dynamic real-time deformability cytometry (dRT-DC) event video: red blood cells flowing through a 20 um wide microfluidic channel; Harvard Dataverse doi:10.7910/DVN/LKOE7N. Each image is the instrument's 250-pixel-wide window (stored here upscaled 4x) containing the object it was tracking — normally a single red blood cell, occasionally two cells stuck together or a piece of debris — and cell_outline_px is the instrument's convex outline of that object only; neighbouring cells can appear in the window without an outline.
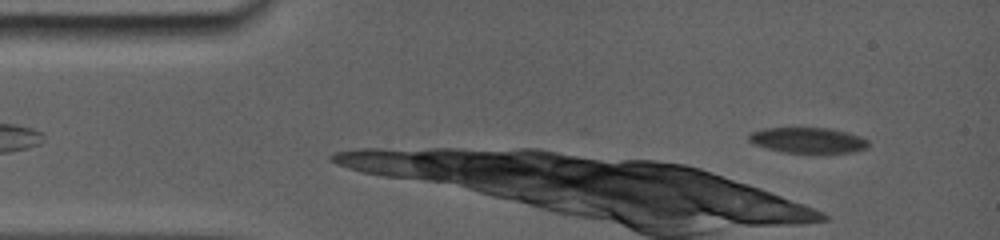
{"species": "common noctule bat (a hibernating species)", "species_latin": "Nyctalus noctula", "temperature_condition": "room temperature", "stored_images_in_passage": 22, "camera_frame_rate_fps": 5000, "um_per_image_px": 0.085, "animal": {"sex": "female", "body_mass_g": 19.0, "forearm_length_mm": 56.7}, "frame": {"image": 1, "passage_image": 4, "time_ms": 1.4, "image_size_px": [1000, 240], "cell_outline_px": [[864, 144], [860, 148], [836, 152], [792, 152], [776, 148], [752, 140], [752, 132], [764, 128], [828, 128], [844, 132], [856, 136], [864, 140]], "centroid_in_image_um": [68.65, 11.87], "position_along_channel_um": 16.3, "area_um2": 15.78}}
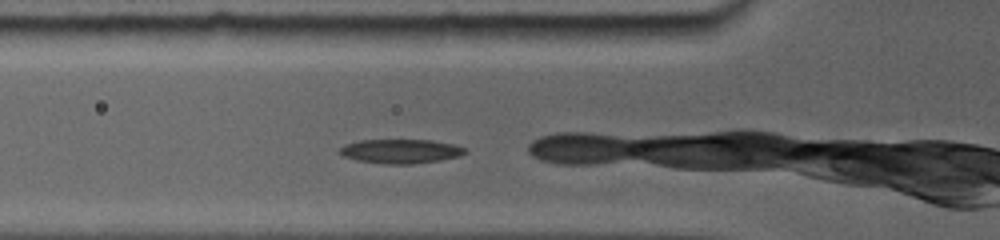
{"frame": {"image": 2, "passage_image": 7, "time_ms": 2.6, "image_size_px": [1000, 240], "cell_outline_px": [[468, 152], [460, 156], [440, 160], [412, 164], [380, 164], [356, 160], [344, 156], [340, 152], [340, 148], [348, 144], [360, 140], [428, 140], [448, 144], [464, 148]], "centroid_in_image_um": [34.04, 12.87], "position_along_channel_um": 91.8, "area_um2": 17.4}, "authors_computed_cell_mechanics": {"area_um2": 17.051, "velocity_mm_per_s": 3.843, "shape_relaxation_time_tau1_ms": 3.3693, "shape_relaxation_time_tau2_ms": null, "deformation_change_tau1": 0.1193, "deformation_change_tau2": null}}